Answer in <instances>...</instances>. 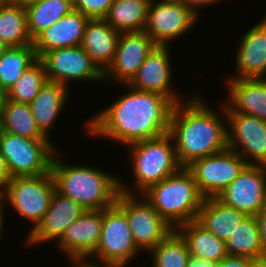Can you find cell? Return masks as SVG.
Listing matches in <instances>:
<instances>
[{
  "mask_svg": "<svg viewBox=\"0 0 266 267\" xmlns=\"http://www.w3.org/2000/svg\"><path fill=\"white\" fill-rule=\"evenodd\" d=\"M5 4V0H0V5Z\"/></svg>",
  "mask_w": 266,
  "mask_h": 267,
  "instance_id": "obj_47",
  "label": "cell"
},
{
  "mask_svg": "<svg viewBox=\"0 0 266 267\" xmlns=\"http://www.w3.org/2000/svg\"><path fill=\"white\" fill-rule=\"evenodd\" d=\"M85 211L78 203L55 189L48 210L38 225L28 232L23 240L26 243L24 246L34 247L50 241L56 243L65 229Z\"/></svg>",
  "mask_w": 266,
  "mask_h": 267,
  "instance_id": "obj_17",
  "label": "cell"
},
{
  "mask_svg": "<svg viewBox=\"0 0 266 267\" xmlns=\"http://www.w3.org/2000/svg\"><path fill=\"white\" fill-rule=\"evenodd\" d=\"M237 46L235 78H266V16L244 32Z\"/></svg>",
  "mask_w": 266,
  "mask_h": 267,
  "instance_id": "obj_19",
  "label": "cell"
},
{
  "mask_svg": "<svg viewBox=\"0 0 266 267\" xmlns=\"http://www.w3.org/2000/svg\"><path fill=\"white\" fill-rule=\"evenodd\" d=\"M41 0H19L16 4L20 5L23 8H26L34 3H37Z\"/></svg>",
  "mask_w": 266,
  "mask_h": 267,
  "instance_id": "obj_44",
  "label": "cell"
},
{
  "mask_svg": "<svg viewBox=\"0 0 266 267\" xmlns=\"http://www.w3.org/2000/svg\"><path fill=\"white\" fill-rule=\"evenodd\" d=\"M246 217L245 213L224 205L216 198H204L196 221L226 242Z\"/></svg>",
  "mask_w": 266,
  "mask_h": 267,
  "instance_id": "obj_24",
  "label": "cell"
},
{
  "mask_svg": "<svg viewBox=\"0 0 266 267\" xmlns=\"http://www.w3.org/2000/svg\"><path fill=\"white\" fill-rule=\"evenodd\" d=\"M124 86L128 92L86 121L88 135L115 140L126 147L168 134L175 104L161 94Z\"/></svg>",
  "mask_w": 266,
  "mask_h": 267,
  "instance_id": "obj_1",
  "label": "cell"
},
{
  "mask_svg": "<svg viewBox=\"0 0 266 267\" xmlns=\"http://www.w3.org/2000/svg\"><path fill=\"white\" fill-rule=\"evenodd\" d=\"M126 147L130 149L135 181L132 187L121 178L120 191L123 193L140 195L151 185L159 183L182 168L176 156L174 140L169 133L154 139L138 141Z\"/></svg>",
  "mask_w": 266,
  "mask_h": 267,
  "instance_id": "obj_5",
  "label": "cell"
},
{
  "mask_svg": "<svg viewBox=\"0 0 266 267\" xmlns=\"http://www.w3.org/2000/svg\"><path fill=\"white\" fill-rule=\"evenodd\" d=\"M216 199L247 216H257L266 208V166L247 165Z\"/></svg>",
  "mask_w": 266,
  "mask_h": 267,
  "instance_id": "obj_14",
  "label": "cell"
},
{
  "mask_svg": "<svg viewBox=\"0 0 266 267\" xmlns=\"http://www.w3.org/2000/svg\"><path fill=\"white\" fill-rule=\"evenodd\" d=\"M25 9L27 28L32 41L41 32L74 10L73 0H41Z\"/></svg>",
  "mask_w": 266,
  "mask_h": 267,
  "instance_id": "obj_27",
  "label": "cell"
},
{
  "mask_svg": "<svg viewBox=\"0 0 266 267\" xmlns=\"http://www.w3.org/2000/svg\"><path fill=\"white\" fill-rule=\"evenodd\" d=\"M0 130L30 139H48L38 129L29 104L5 102Z\"/></svg>",
  "mask_w": 266,
  "mask_h": 267,
  "instance_id": "obj_30",
  "label": "cell"
},
{
  "mask_svg": "<svg viewBox=\"0 0 266 267\" xmlns=\"http://www.w3.org/2000/svg\"><path fill=\"white\" fill-rule=\"evenodd\" d=\"M150 1L114 0L104 20L121 33L142 32L146 27Z\"/></svg>",
  "mask_w": 266,
  "mask_h": 267,
  "instance_id": "obj_26",
  "label": "cell"
},
{
  "mask_svg": "<svg viewBox=\"0 0 266 267\" xmlns=\"http://www.w3.org/2000/svg\"><path fill=\"white\" fill-rule=\"evenodd\" d=\"M11 179L12 176L9 173L6 160L0 153V193H2L5 190L7 183Z\"/></svg>",
  "mask_w": 266,
  "mask_h": 267,
  "instance_id": "obj_36",
  "label": "cell"
},
{
  "mask_svg": "<svg viewBox=\"0 0 266 267\" xmlns=\"http://www.w3.org/2000/svg\"><path fill=\"white\" fill-rule=\"evenodd\" d=\"M90 18L72 10L52 26L41 32L34 40L37 59L44 53L65 47L81 46L86 25Z\"/></svg>",
  "mask_w": 266,
  "mask_h": 267,
  "instance_id": "obj_21",
  "label": "cell"
},
{
  "mask_svg": "<svg viewBox=\"0 0 266 267\" xmlns=\"http://www.w3.org/2000/svg\"><path fill=\"white\" fill-rule=\"evenodd\" d=\"M156 46L145 31L121 33L113 62L104 73V82L129 84Z\"/></svg>",
  "mask_w": 266,
  "mask_h": 267,
  "instance_id": "obj_15",
  "label": "cell"
},
{
  "mask_svg": "<svg viewBox=\"0 0 266 267\" xmlns=\"http://www.w3.org/2000/svg\"><path fill=\"white\" fill-rule=\"evenodd\" d=\"M115 204L126 214L134 242L141 252L149 253L174 230L141 194L120 192Z\"/></svg>",
  "mask_w": 266,
  "mask_h": 267,
  "instance_id": "obj_9",
  "label": "cell"
},
{
  "mask_svg": "<svg viewBox=\"0 0 266 267\" xmlns=\"http://www.w3.org/2000/svg\"><path fill=\"white\" fill-rule=\"evenodd\" d=\"M259 227L263 246V254L266 255V208L256 216Z\"/></svg>",
  "mask_w": 266,
  "mask_h": 267,
  "instance_id": "obj_38",
  "label": "cell"
},
{
  "mask_svg": "<svg viewBox=\"0 0 266 267\" xmlns=\"http://www.w3.org/2000/svg\"><path fill=\"white\" fill-rule=\"evenodd\" d=\"M36 60L33 45L8 47L0 57V86L7 92Z\"/></svg>",
  "mask_w": 266,
  "mask_h": 267,
  "instance_id": "obj_31",
  "label": "cell"
},
{
  "mask_svg": "<svg viewBox=\"0 0 266 267\" xmlns=\"http://www.w3.org/2000/svg\"><path fill=\"white\" fill-rule=\"evenodd\" d=\"M148 254L151 267H187L190 258L186 240L176 229Z\"/></svg>",
  "mask_w": 266,
  "mask_h": 267,
  "instance_id": "obj_32",
  "label": "cell"
},
{
  "mask_svg": "<svg viewBox=\"0 0 266 267\" xmlns=\"http://www.w3.org/2000/svg\"><path fill=\"white\" fill-rule=\"evenodd\" d=\"M50 139H30L0 130V153L12 177L38 176L51 172L57 147Z\"/></svg>",
  "mask_w": 266,
  "mask_h": 267,
  "instance_id": "obj_6",
  "label": "cell"
},
{
  "mask_svg": "<svg viewBox=\"0 0 266 267\" xmlns=\"http://www.w3.org/2000/svg\"><path fill=\"white\" fill-rule=\"evenodd\" d=\"M39 60L45 67L47 81L67 87L73 81L104 83V74L96 67L82 46L56 48L44 53Z\"/></svg>",
  "mask_w": 266,
  "mask_h": 267,
  "instance_id": "obj_12",
  "label": "cell"
},
{
  "mask_svg": "<svg viewBox=\"0 0 266 267\" xmlns=\"http://www.w3.org/2000/svg\"><path fill=\"white\" fill-rule=\"evenodd\" d=\"M46 81L45 67L37 59L7 91V100L30 104Z\"/></svg>",
  "mask_w": 266,
  "mask_h": 267,
  "instance_id": "obj_33",
  "label": "cell"
},
{
  "mask_svg": "<svg viewBox=\"0 0 266 267\" xmlns=\"http://www.w3.org/2000/svg\"><path fill=\"white\" fill-rule=\"evenodd\" d=\"M69 89L58 82L46 81L29 104L38 129L48 139L51 135L49 130L53 128L68 103L66 101L69 99Z\"/></svg>",
  "mask_w": 266,
  "mask_h": 267,
  "instance_id": "obj_23",
  "label": "cell"
},
{
  "mask_svg": "<svg viewBox=\"0 0 266 267\" xmlns=\"http://www.w3.org/2000/svg\"><path fill=\"white\" fill-rule=\"evenodd\" d=\"M140 253L126 214L116 204L103 209L98 248L87 260L100 265L128 266Z\"/></svg>",
  "mask_w": 266,
  "mask_h": 267,
  "instance_id": "obj_7",
  "label": "cell"
},
{
  "mask_svg": "<svg viewBox=\"0 0 266 267\" xmlns=\"http://www.w3.org/2000/svg\"><path fill=\"white\" fill-rule=\"evenodd\" d=\"M204 101L193 95L188 101L175 104L172 110L169 134L182 167L228 148L225 104L218 105V111Z\"/></svg>",
  "mask_w": 266,
  "mask_h": 267,
  "instance_id": "obj_2",
  "label": "cell"
},
{
  "mask_svg": "<svg viewBox=\"0 0 266 267\" xmlns=\"http://www.w3.org/2000/svg\"><path fill=\"white\" fill-rule=\"evenodd\" d=\"M102 227V210H86L71 223L56 242L68 260H87L98 248Z\"/></svg>",
  "mask_w": 266,
  "mask_h": 267,
  "instance_id": "obj_18",
  "label": "cell"
},
{
  "mask_svg": "<svg viewBox=\"0 0 266 267\" xmlns=\"http://www.w3.org/2000/svg\"><path fill=\"white\" fill-rule=\"evenodd\" d=\"M192 8L199 16V12L202 7L213 5L214 3L222 2L221 0H180ZM200 7V8H199Z\"/></svg>",
  "mask_w": 266,
  "mask_h": 267,
  "instance_id": "obj_37",
  "label": "cell"
},
{
  "mask_svg": "<svg viewBox=\"0 0 266 267\" xmlns=\"http://www.w3.org/2000/svg\"><path fill=\"white\" fill-rule=\"evenodd\" d=\"M19 0H5V4L7 3H12V4H16Z\"/></svg>",
  "mask_w": 266,
  "mask_h": 267,
  "instance_id": "obj_46",
  "label": "cell"
},
{
  "mask_svg": "<svg viewBox=\"0 0 266 267\" xmlns=\"http://www.w3.org/2000/svg\"><path fill=\"white\" fill-rule=\"evenodd\" d=\"M7 101V92L0 86V120Z\"/></svg>",
  "mask_w": 266,
  "mask_h": 267,
  "instance_id": "obj_42",
  "label": "cell"
},
{
  "mask_svg": "<svg viewBox=\"0 0 266 267\" xmlns=\"http://www.w3.org/2000/svg\"><path fill=\"white\" fill-rule=\"evenodd\" d=\"M200 16L180 0H151L145 32L160 46H169L196 26Z\"/></svg>",
  "mask_w": 266,
  "mask_h": 267,
  "instance_id": "obj_11",
  "label": "cell"
},
{
  "mask_svg": "<svg viewBox=\"0 0 266 267\" xmlns=\"http://www.w3.org/2000/svg\"><path fill=\"white\" fill-rule=\"evenodd\" d=\"M225 114L228 148L241 155L248 165L266 166V121L235 113L226 105Z\"/></svg>",
  "mask_w": 266,
  "mask_h": 267,
  "instance_id": "obj_13",
  "label": "cell"
},
{
  "mask_svg": "<svg viewBox=\"0 0 266 267\" xmlns=\"http://www.w3.org/2000/svg\"><path fill=\"white\" fill-rule=\"evenodd\" d=\"M0 40L7 47L33 45L25 8L12 3L0 5Z\"/></svg>",
  "mask_w": 266,
  "mask_h": 267,
  "instance_id": "obj_28",
  "label": "cell"
},
{
  "mask_svg": "<svg viewBox=\"0 0 266 267\" xmlns=\"http://www.w3.org/2000/svg\"><path fill=\"white\" fill-rule=\"evenodd\" d=\"M231 256L254 260L263 255L260 227L256 216H247L225 242Z\"/></svg>",
  "mask_w": 266,
  "mask_h": 267,
  "instance_id": "obj_29",
  "label": "cell"
},
{
  "mask_svg": "<svg viewBox=\"0 0 266 267\" xmlns=\"http://www.w3.org/2000/svg\"><path fill=\"white\" fill-rule=\"evenodd\" d=\"M114 0H73V8L90 19H104Z\"/></svg>",
  "mask_w": 266,
  "mask_h": 267,
  "instance_id": "obj_34",
  "label": "cell"
},
{
  "mask_svg": "<svg viewBox=\"0 0 266 267\" xmlns=\"http://www.w3.org/2000/svg\"><path fill=\"white\" fill-rule=\"evenodd\" d=\"M253 267H266V255H260L253 260Z\"/></svg>",
  "mask_w": 266,
  "mask_h": 267,
  "instance_id": "obj_43",
  "label": "cell"
},
{
  "mask_svg": "<svg viewBox=\"0 0 266 267\" xmlns=\"http://www.w3.org/2000/svg\"><path fill=\"white\" fill-rule=\"evenodd\" d=\"M218 263L190 255L187 267H217Z\"/></svg>",
  "mask_w": 266,
  "mask_h": 267,
  "instance_id": "obj_39",
  "label": "cell"
},
{
  "mask_svg": "<svg viewBox=\"0 0 266 267\" xmlns=\"http://www.w3.org/2000/svg\"><path fill=\"white\" fill-rule=\"evenodd\" d=\"M5 206H7V205H5V202H4V200L2 199V198H0V239L3 237V235L2 234H4V232L3 231H5L4 230V217H5V215H4V213H5ZM2 236V237H1Z\"/></svg>",
  "mask_w": 266,
  "mask_h": 267,
  "instance_id": "obj_41",
  "label": "cell"
},
{
  "mask_svg": "<svg viewBox=\"0 0 266 267\" xmlns=\"http://www.w3.org/2000/svg\"><path fill=\"white\" fill-rule=\"evenodd\" d=\"M8 47L0 40V57Z\"/></svg>",
  "mask_w": 266,
  "mask_h": 267,
  "instance_id": "obj_45",
  "label": "cell"
},
{
  "mask_svg": "<svg viewBox=\"0 0 266 267\" xmlns=\"http://www.w3.org/2000/svg\"><path fill=\"white\" fill-rule=\"evenodd\" d=\"M56 152L51 172L56 190L85 210H103L113 206L120 191V178L97 167L65 163ZM58 157V158H57Z\"/></svg>",
  "mask_w": 266,
  "mask_h": 267,
  "instance_id": "obj_3",
  "label": "cell"
},
{
  "mask_svg": "<svg viewBox=\"0 0 266 267\" xmlns=\"http://www.w3.org/2000/svg\"><path fill=\"white\" fill-rule=\"evenodd\" d=\"M55 189L52 172L38 176L12 177L1 193V198L19 217L31 222L30 232L48 210Z\"/></svg>",
  "mask_w": 266,
  "mask_h": 267,
  "instance_id": "obj_8",
  "label": "cell"
},
{
  "mask_svg": "<svg viewBox=\"0 0 266 267\" xmlns=\"http://www.w3.org/2000/svg\"><path fill=\"white\" fill-rule=\"evenodd\" d=\"M247 165L241 155L227 148L219 153L192 161L186 169L192 174L204 198H216Z\"/></svg>",
  "mask_w": 266,
  "mask_h": 267,
  "instance_id": "obj_10",
  "label": "cell"
},
{
  "mask_svg": "<svg viewBox=\"0 0 266 267\" xmlns=\"http://www.w3.org/2000/svg\"><path fill=\"white\" fill-rule=\"evenodd\" d=\"M227 98L225 105L241 113L266 121V78L225 79Z\"/></svg>",
  "mask_w": 266,
  "mask_h": 267,
  "instance_id": "obj_20",
  "label": "cell"
},
{
  "mask_svg": "<svg viewBox=\"0 0 266 267\" xmlns=\"http://www.w3.org/2000/svg\"><path fill=\"white\" fill-rule=\"evenodd\" d=\"M217 267H253V260L250 258L228 255L218 263Z\"/></svg>",
  "mask_w": 266,
  "mask_h": 267,
  "instance_id": "obj_35",
  "label": "cell"
},
{
  "mask_svg": "<svg viewBox=\"0 0 266 267\" xmlns=\"http://www.w3.org/2000/svg\"><path fill=\"white\" fill-rule=\"evenodd\" d=\"M171 60L168 46L157 45L146 57L136 76L128 85L139 91L161 94L169 98L174 104L185 101L180 97L182 95L177 94L176 89L174 91V87L172 88L173 67Z\"/></svg>",
  "mask_w": 266,
  "mask_h": 267,
  "instance_id": "obj_16",
  "label": "cell"
},
{
  "mask_svg": "<svg viewBox=\"0 0 266 267\" xmlns=\"http://www.w3.org/2000/svg\"><path fill=\"white\" fill-rule=\"evenodd\" d=\"M71 266L73 267H119L115 265H100L92 263L88 260H74L70 262Z\"/></svg>",
  "mask_w": 266,
  "mask_h": 267,
  "instance_id": "obj_40",
  "label": "cell"
},
{
  "mask_svg": "<svg viewBox=\"0 0 266 267\" xmlns=\"http://www.w3.org/2000/svg\"><path fill=\"white\" fill-rule=\"evenodd\" d=\"M141 195L174 230L196 220L204 200L186 167L151 185Z\"/></svg>",
  "mask_w": 266,
  "mask_h": 267,
  "instance_id": "obj_4",
  "label": "cell"
},
{
  "mask_svg": "<svg viewBox=\"0 0 266 267\" xmlns=\"http://www.w3.org/2000/svg\"><path fill=\"white\" fill-rule=\"evenodd\" d=\"M176 230L186 240L191 256L219 263L229 255L225 241L217 238L196 220L182 224Z\"/></svg>",
  "mask_w": 266,
  "mask_h": 267,
  "instance_id": "obj_25",
  "label": "cell"
},
{
  "mask_svg": "<svg viewBox=\"0 0 266 267\" xmlns=\"http://www.w3.org/2000/svg\"><path fill=\"white\" fill-rule=\"evenodd\" d=\"M120 35L104 19H90L86 25L81 46L103 74L113 62Z\"/></svg>",
  "mask_w": 266,
  "mask_h": 267,
  "instance_id": "obj_22",
  "label": "cell"
}]
</instances>
